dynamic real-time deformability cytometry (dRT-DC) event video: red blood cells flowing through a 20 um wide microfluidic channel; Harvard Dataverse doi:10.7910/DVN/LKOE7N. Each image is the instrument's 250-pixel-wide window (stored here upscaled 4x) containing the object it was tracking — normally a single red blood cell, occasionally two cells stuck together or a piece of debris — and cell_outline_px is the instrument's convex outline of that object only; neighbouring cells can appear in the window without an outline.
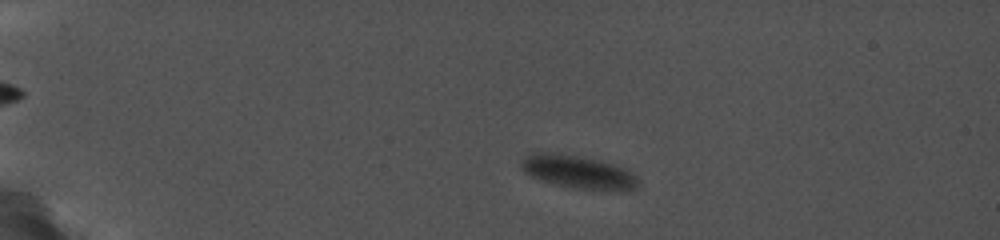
{"species": "common noctule bat (a hibernating species)", "species_latin": "Nyctalus noctula", "temperature_condition": "cold", "stored_images_in_passage": 72, "camera_frame_rate_fps": 5000, "um_per_image_px": 0.085, "animal": {"sex": "female", "body_mass_g": 19.0, "forearm_length_mm": 56.7}, "frame": {"image": 1, "passage_image": 18, "time_ms": 3.2, "image_size_px": [1000, 240], "cell_outline_px": [[640, 188], [628, 192], [616, 192], [572, 188], [552, 184], [540, 180], [524, 172], [520, 168], [520, 164], [528, 156], [536, 152], [572, 156], [592, 160], [624, 168], [632, 172], [640, 180]], "centroid_in_image_um": [49.26, 14.71], "position_along_channel_um": 35.7, "area_um2": 22.48}}
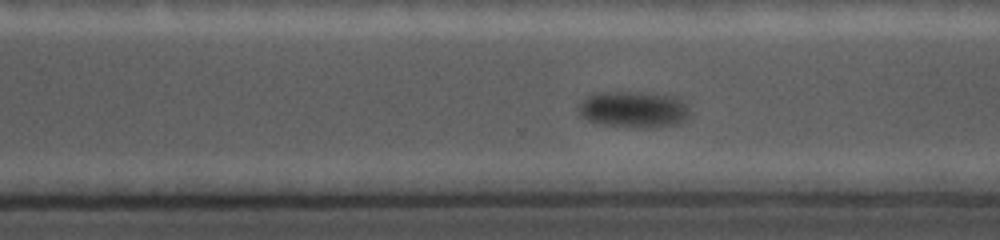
{"frame": {"image": 2, "passage_image": 65, "time_ms": 13.8, "image_size_px": [1000, 240], "cell_outline_px": [[692, 116], [680, 124], [636, 128], [600, 124], [588, 120], [580, 116], [580, 104], [592, 96], [652, 96], [676, 100], [684, 104], [692, 112]], "centroid_in_image_um": [53.92, 9.45], "position_along_channel_um": 316.7, "area_um2": 21.21}}
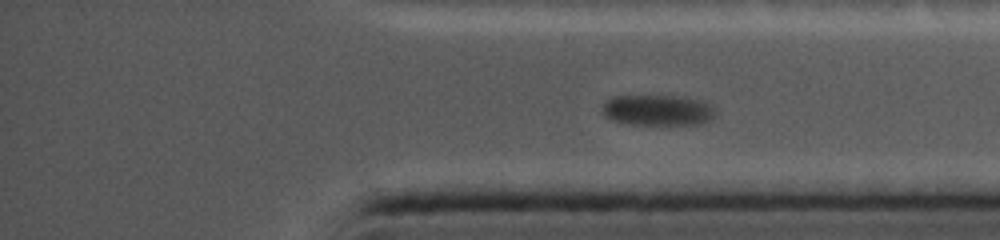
{"frame": {"image": 3, "passage_image": 72, "time_ms": 15.6, "image_size_px": [1000, 240], "cell_outline_px": [[716, 112], [708, 120], [700, 124], [620, 124], [608, 120], [604, 116], [604, 104], [620, 96], [660, 96], [688, 100], [704, 104], [712, 108]], "centroid_in_image_um": [55.78, 9.42], "position_along_channel_um": 379.4, "area_um2": 19.19}}